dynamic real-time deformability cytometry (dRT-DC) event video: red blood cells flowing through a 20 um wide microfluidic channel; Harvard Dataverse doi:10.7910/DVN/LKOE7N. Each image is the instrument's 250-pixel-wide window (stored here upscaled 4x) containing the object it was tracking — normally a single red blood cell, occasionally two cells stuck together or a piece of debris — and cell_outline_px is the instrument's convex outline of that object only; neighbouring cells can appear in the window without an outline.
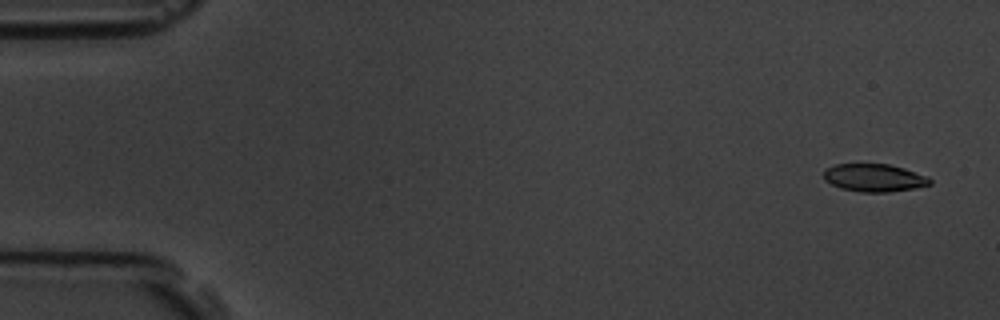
{"species": "common noctule bat (a hibernating species)", "species_latin": "Nyctalus noctula", "temperature_condition": "room temperature", "stored_images_in_passage": 6, "camera_frame_rate_fps": 3000, "um_per_image_px": 0.085, "animal": {"sex": "male", "body_mass_g": 19.5, "forearm_length_mm": 54.6}, "frame": {"image": 1, "passage_image": 1, "time_ms": 0.0, "image_size_px": [1000, 320], "cell_outline_px": [[932, 184], [912, 188], [888, 192], [860, 192], [840, 188], [824, 180], [824, 172], [828, 168], [836, 164], [888, 164], [904, 168], [928, 176], [932, 180]], "centroid_in_image_um": [74.32, 15.11], "position_along_channel_um": 10.7, "area_um2": 17.11}}
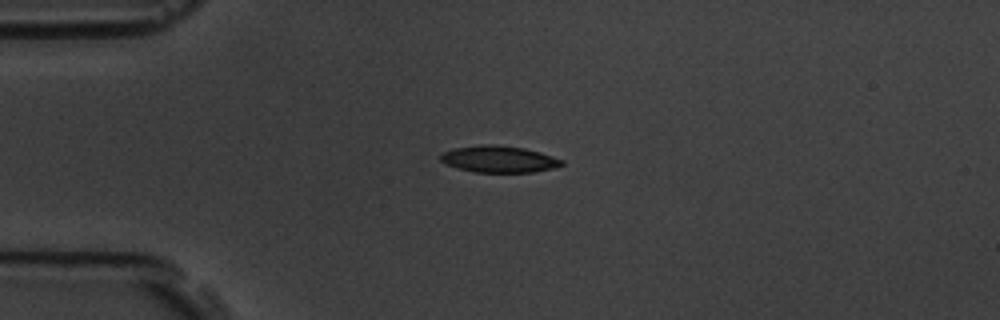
{"frame": {"image": 2, "passage_image": 4, "time_ms": 3.667, "image_size_px": [1000, 320], "cell_outline_px": [[564, 164], [552, 168], [532, 172], [476, 172], [456, 168], [444, 164], [440, 160], [440, 152], [452, 148], [488, 144], [524, 148], [540, 152], [564, 160]], "centroid_in_image_um": [42.35, 13.53], "position_along_channel_um": 42.6, "area_um2": 18.84}}
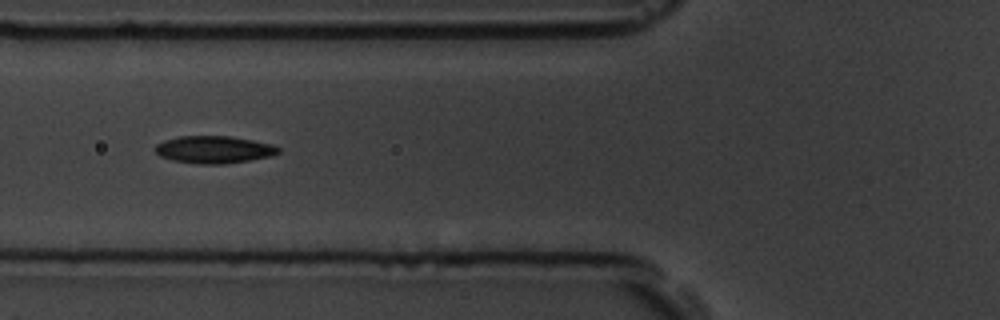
{"frame": {"image": 3, "passage_image": 6, "time_ms": 6.0, "image_size_px": [1000, 320], "cell_outline_px": [[280, 152], [272, 156], [224, 164], [196, 164], [172, 160], [160, 156], [156, 152], [156, 144], [164, 140], [180, 136], [232, 136], [272, 144], [280, 148]], "centroid_in_image_um": [18.19, 12.71], "position_along_channel_um": 107.6, "area_um2": 19.65}}